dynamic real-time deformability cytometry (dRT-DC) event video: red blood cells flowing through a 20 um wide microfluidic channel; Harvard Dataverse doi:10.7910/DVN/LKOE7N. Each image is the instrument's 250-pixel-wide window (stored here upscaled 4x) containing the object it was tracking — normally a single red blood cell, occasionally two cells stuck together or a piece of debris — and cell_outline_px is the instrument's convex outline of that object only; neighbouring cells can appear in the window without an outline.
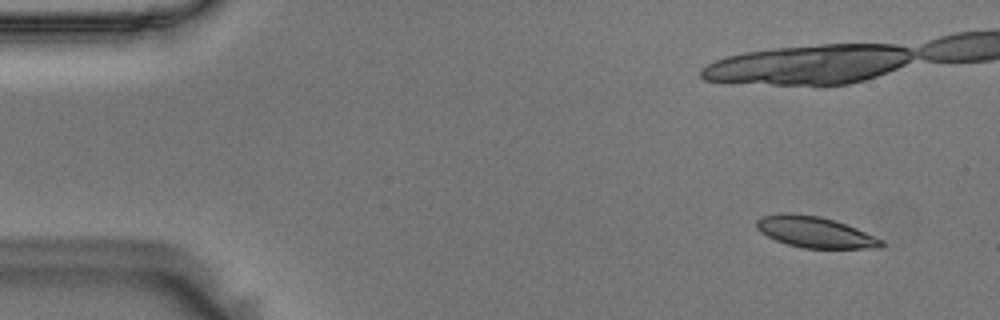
{"species": "Egyptian fruit bat (a non-hibernating species)", "species_latin": "Rousettus aegyptiacus", "temperature_condition": "room temperature", "stored_images_in_passage": 38, "camera_frame_rate_fps": 3000, "um_per_image_px": 0.085, "animal": {"sex": "male"}, "frame": {"image": 1, "passage_image": 1, "time_ms": 0.0, "image_size_px": [1000, 320], "cell_outline_px": [[884, 244], [880, 248], [804, 248], [788, 244], [776, 240], [760, 232], [756, 228], [756, 220], [760, 216], [780, 212], [792, 212], [820, 216], [856, 228], [884, 240]], "centroid_in_image_um": [69.23, 19.71], "position_along_channel_um": 15.8, "area_um2": 22.66}}